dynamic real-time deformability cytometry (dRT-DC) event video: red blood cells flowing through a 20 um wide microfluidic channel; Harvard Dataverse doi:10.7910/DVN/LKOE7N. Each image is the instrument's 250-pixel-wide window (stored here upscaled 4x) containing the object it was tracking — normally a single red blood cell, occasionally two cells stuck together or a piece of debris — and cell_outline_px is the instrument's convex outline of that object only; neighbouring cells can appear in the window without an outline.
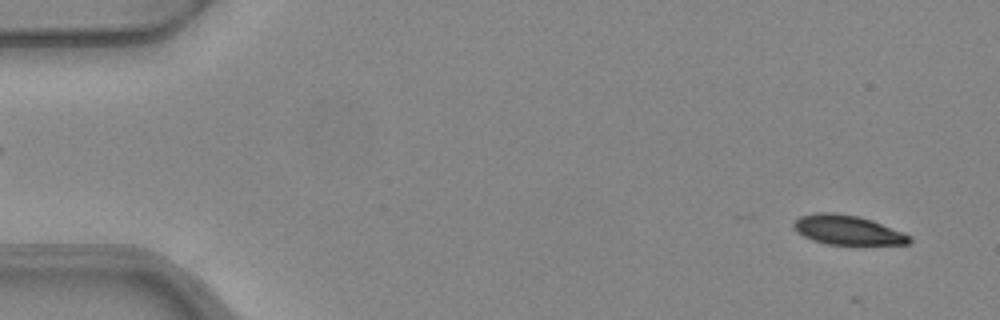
{"species": "common noctule bat (a hibernating species)", "species_latin": "Nyctalus noctula", "temperature_condition": "warm", "stored_images_in_passage": 52, "camera_frame_rate_fps": 3000, "um_per_image_px": 0.085, "animal": {"sex": "female", "body_mass_g": 24.6, "forearm_length_mm": 56.2}, "frame": {"image": 1, "passage_image": 3, "time_ms": 0.667, "image_size_px": [1000, 320], "cell_outline_px": [[912, 240], [908, 244], [828, 244], [812, 240], [796, 232], [792, 224], [800, 216], [816, 212], [836, 212], [856, 216], [872, 220], [912, 236]], "centroid_in_image_um": [72.01, 19.54], "position_along_channel_um": 13.0, "area_um2": 19.77}}
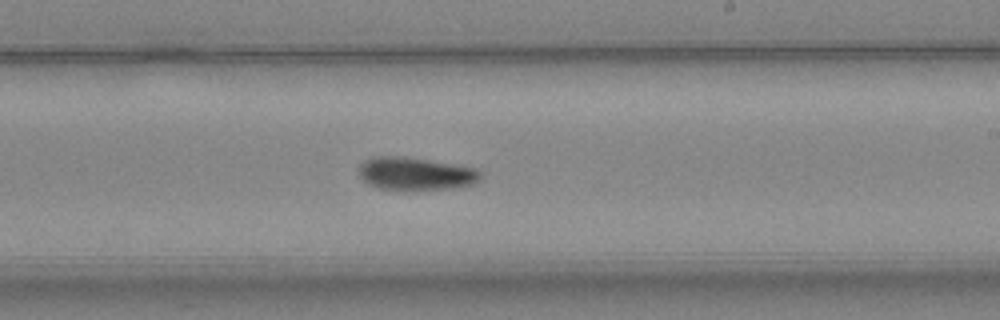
{"frame": {"image": 2, "passage_image": 31, "time_ms": 10.0, "image_size_px": [1000, 320], "cell_outline_px": [[484, 172], [480, 180], [476, 184], [452, 188], [404, 192], [380, 188], [368, 184], [360, 176], [360, 164], [364, 160], [372, 156], [404, 156], [476, 168]], "centroid_in_image_um": [35.36, 14.79], "position_along_channel_um": 253.6, "area_um2": 23.99}}
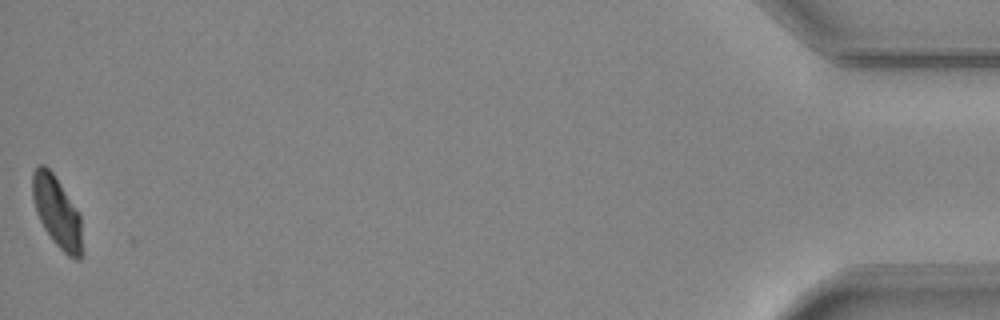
{"frame": {"image": 3, "passage_image": 52, "time_ms": 17.0, "image_size_px": [1000, 320], "cell_outline_px": [[84, 252], [80, 260], [76, 260], [68, 256], [52, 240], [44, 228], [36, 212], [32, 196], [32, 172], [40, 164], [44, 164], [52, 172], [80, 212]], "centroid_in_image_um": [4.88, 18.06], "position_along_channel_um": 430.3, "area_um2": 20.92}, "authors_computed_cell_mechanics": {"area_um2": 22.0218, "velocity_mm_per_s": 3.9544, "shape_relaxation_time_tau1_ms": 4.1092, "shape_relaxation_time_tau2_ms": null, "deformation_change_tau1": 0.1579, "deformation_change_tau2": null}}